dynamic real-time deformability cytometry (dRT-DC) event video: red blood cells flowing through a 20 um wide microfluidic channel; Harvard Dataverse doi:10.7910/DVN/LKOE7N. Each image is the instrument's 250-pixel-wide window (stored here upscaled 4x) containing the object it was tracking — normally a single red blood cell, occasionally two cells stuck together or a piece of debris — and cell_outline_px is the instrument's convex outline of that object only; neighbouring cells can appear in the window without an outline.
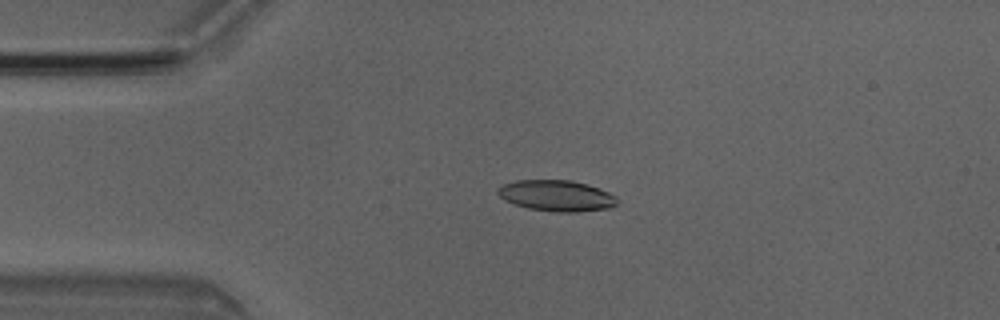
{"species": "Egyptian fruit bat (a non-hibernating species)", "species_latin": "Rousettus aegyptiacus", "temperature_condition": "room temperature", "stored_images_in_passage": 3, "camera_frame_rate_fps": 3000, "um_per_image_px": 0.085, "animal": {"sex": "male"}, "frame": {"image": 1, "passage_image": 2, "time_ms": 0.333, "image_size_px": [1000, 320], "cell_outline_px": [[620, 200], [612, 208], [576, 212], [556, 212], [528, 208], [504, 200], [496, 192], [496, 188], [504, 184], [516, 180], [572, 180], [588, 184], [600, 188], [616, 196]], "centroid_in_image_um": [47.34, 16.63], "position_along_channel_um": 37.7, "area_um2": 21.79}}